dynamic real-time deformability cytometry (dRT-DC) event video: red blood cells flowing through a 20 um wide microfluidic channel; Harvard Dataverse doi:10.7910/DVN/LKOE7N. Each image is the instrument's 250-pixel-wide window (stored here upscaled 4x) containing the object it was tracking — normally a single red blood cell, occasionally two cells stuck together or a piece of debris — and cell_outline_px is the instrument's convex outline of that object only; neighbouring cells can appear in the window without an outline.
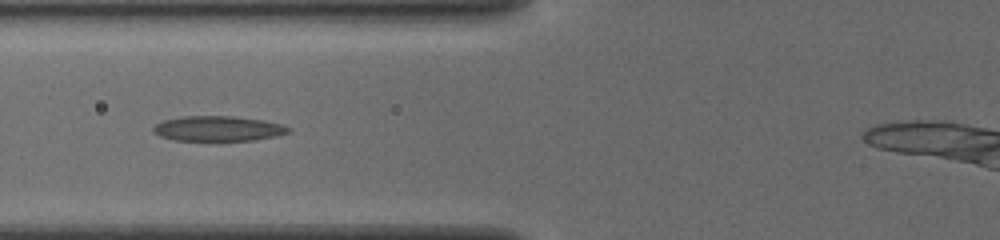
{"species": "common noctule bat (a hibernating species)", "species_latin": "Nyctalus noctula", "temperature_condition": "cold", "stored_images_in_passage": 36, "camera_frame_rate_fps": 3000, "um_per_image_px": 0.085, "animal": {"sex": "female", "body_mass_g": 19.5, "forearm_length_mm": 54.1}, "frame": {"image": 1, "passage_image": 9, "time_ms": 2.667, "image_size_px": [1000, 240], "cell_outline_px": [[292, 132], [276, 136], [252, 140], [220, 144], [172, 140], [160, 136], [152, 132], [152, 128], [156, 124], [164, 120], [184, 116], [232, 116], [264, 120], [280, 124], [292, 128]], "centroid_in_image_um": [18.53, 10.99], "position_along_channel_um": 107.3, "area_um2": 20.92}}
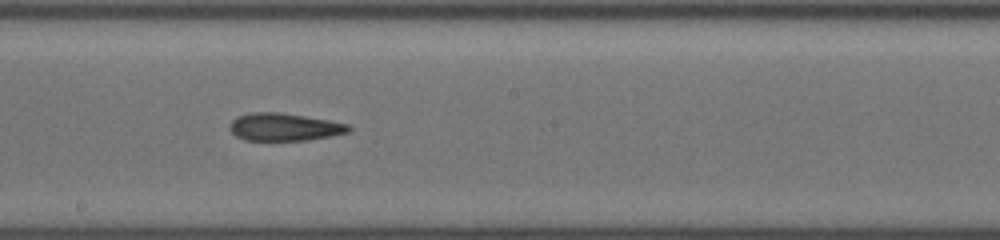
{"frame": {"image": 2, "passage_image": 18, "time_ms": 5.667, "image_size_px": [1000, 240], "cell_outline_px": [[352, 128], [348, 132], [308, 140], [244, 140], [236, 136], [228, 128], [232, 120], [240, 116], [256, 112], [276, 112], [304, 116], [328, 120], [348, 124]], "centroid_in_image_um": [24.15, 10.8], "position_along_channel_um": 224.0, "area_um2": 18.84}}
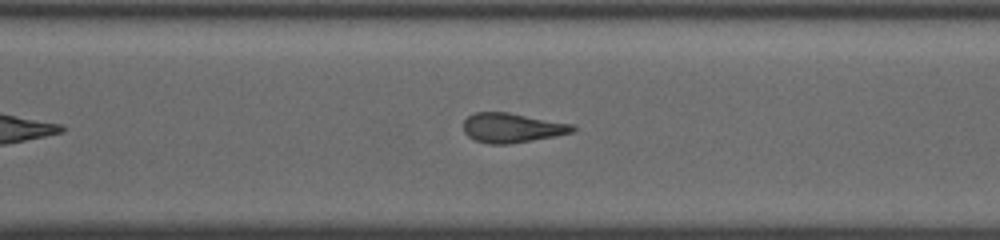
{"frame": {"image": 3, "passage_image": 26, "time_ms": 8.333, "image_size_px": [1000, 240], "cell_outline_px": [[576, 128], [572, 132], [556, 136], [508, 144], [488, 144], [476, 140], [468, 136], [464, 132], [464, 120], [468, 116], [476, 112], [508, 112], [572, 124]], "centroid_in_image_um": [43.5, 10.86], "position_along_channel_um": 327.1, "area_um2": 18.67}}